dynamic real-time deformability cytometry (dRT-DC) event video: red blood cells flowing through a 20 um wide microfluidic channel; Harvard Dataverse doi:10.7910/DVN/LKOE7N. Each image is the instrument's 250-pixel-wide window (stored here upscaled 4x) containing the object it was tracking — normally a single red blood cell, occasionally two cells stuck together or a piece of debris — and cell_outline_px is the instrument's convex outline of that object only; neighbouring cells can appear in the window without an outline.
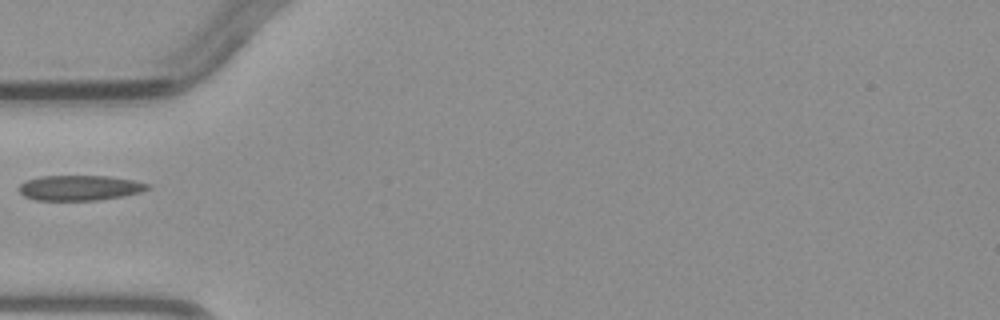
{"species": "common noctule bat (a hibernating species)", "species_latin": "Nyctalus noctula", "temperature_condition": "warm", "stored_images_in_passage": 4, "camera_frame_rate_fps": 3000, "um_per_image_px": 0.085, "animal": {"sex": "male", "body_mass_g": 23.1, "forearm_length_mm": 52.7}, "frame": {"image": 1, "passage_image": 4, "time_ms": 4.333, "image_size_px": [1000, 320], "cell_outline_px": [[152, 188], [140, 192], [124, 196], [96, 200], [36, 200], [24, 196], [20, 192], [20, 184], [24, 180], [40, 176], [108, 176], [132, 180], [152, 184]], "centroid_in_image_um": [6.8, 15.96], "position_along_channel_um": 78.2, "area_um2": 18.96}}